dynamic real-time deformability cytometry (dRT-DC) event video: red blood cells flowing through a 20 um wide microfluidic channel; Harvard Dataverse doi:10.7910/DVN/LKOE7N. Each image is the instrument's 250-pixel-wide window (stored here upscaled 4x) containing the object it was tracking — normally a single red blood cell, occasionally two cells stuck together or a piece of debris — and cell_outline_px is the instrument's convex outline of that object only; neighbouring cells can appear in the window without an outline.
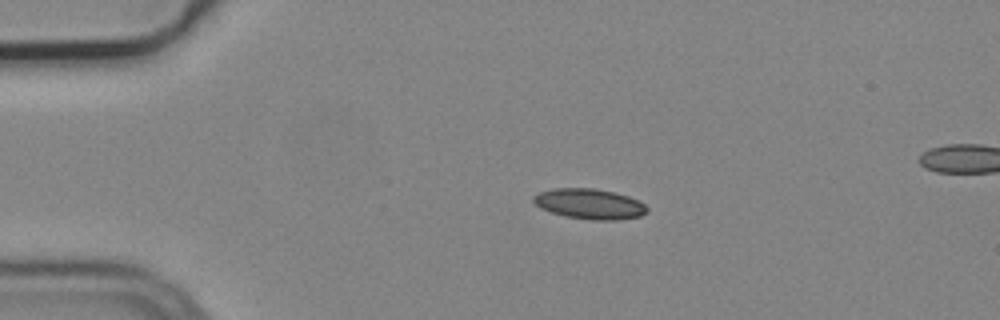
{"species": "common noctule bat (a hibernating species)", "species_latin": "Nyctalus noctula", "temperature_condition": "cold", "stored_images_in_passage": 4, "camera_frame_rate_fps": 3000, "um_per_image_px": 0.085, "animal": {"sex": "male", "body_mass_g": 19.2, "forearm_length_mm": 51.8}, "frame": {"image": 1, "passage_image": 2, "time_ms": 0.333, "image_size_px": [1000, 320], "cell_outline_px": [[648, 212], [640, 216], [616, 220], [592, 220], [564, 216], [540, 208], [532, 200], [532, 196], [540, 192], [556, 188], [592, 188], [612, 192], [628, 196], [644, 204], [648, 208]], "centroid_in_image_um": [50.1, 17.34], "position_along_channel_um": 34.9, "area_um2": 19.94}}